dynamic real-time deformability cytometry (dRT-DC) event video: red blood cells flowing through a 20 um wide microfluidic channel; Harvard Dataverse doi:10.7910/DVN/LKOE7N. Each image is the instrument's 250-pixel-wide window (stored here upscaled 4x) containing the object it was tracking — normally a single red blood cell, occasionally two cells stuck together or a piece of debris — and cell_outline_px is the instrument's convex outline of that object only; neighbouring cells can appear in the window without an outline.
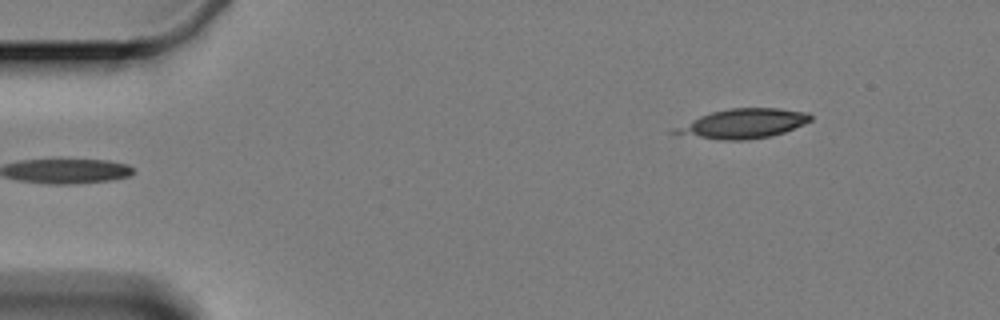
{"species": "Egyptian fruit bat (a non-hibernating species)", "species_latin": "Rousettus aegyptiacus", "temperature_condition": "cold", "stored_images_in_passage": 2, "camera_frame_rate_fps": 3000, "um_per_image_px": 0.085, "animal": {"sex": "female"}, "frame": {"image": 1, "passage_image": 2, "time_ms": 2.0, "image_size_px": [1000, 320], "cell_outline_px": [[812, 120], [804, 124], [784, 132], [772, 136], [748, 140], [720, 140], [668, 132], [668, 128], [700, 116], [712, 112], [732, 108], [776, 108], [808, 112], [812, 116]], "centroid_in_image_um": [63.12, 10.51], "position_along_channel_um": 21.9, "area_um2": 23.47}}